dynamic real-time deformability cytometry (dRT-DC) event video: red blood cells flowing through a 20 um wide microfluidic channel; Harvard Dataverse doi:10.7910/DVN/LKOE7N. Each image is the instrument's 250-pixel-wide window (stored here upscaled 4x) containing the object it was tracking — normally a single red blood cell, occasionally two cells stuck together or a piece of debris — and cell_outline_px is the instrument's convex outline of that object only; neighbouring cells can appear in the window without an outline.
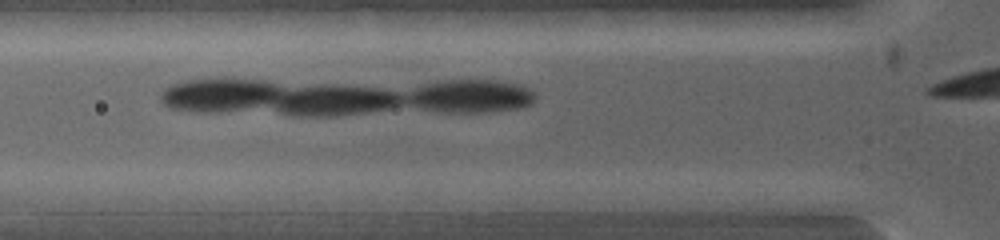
{"species": "common noctule bat (a hibernating species)", "species_latin": "Nyctalus noctula", "temperature_condition": "warm", "stored_images_in_passage": 3, "camera_frame_rate_fps": 5000, "um_per_image_px": 0.085, "animal": {"sex": "female", "body_mass_g": 19.0, "forearm_length_mm": 53.3}, "frame": {"image": 1, "passage_image": 3, "time_ms": 0.4, "image_size_px": [1000, 240], "cell_outline_px": [[656, 200], [644, 212], [516, 216], [512, 216], [500, 212], [492, 200], [560, 192], [644, 192]], "centroid_in_image_um": [48.9, 17.31], "position_along_channel_um": 76.9, "area_um2": 22.66}}